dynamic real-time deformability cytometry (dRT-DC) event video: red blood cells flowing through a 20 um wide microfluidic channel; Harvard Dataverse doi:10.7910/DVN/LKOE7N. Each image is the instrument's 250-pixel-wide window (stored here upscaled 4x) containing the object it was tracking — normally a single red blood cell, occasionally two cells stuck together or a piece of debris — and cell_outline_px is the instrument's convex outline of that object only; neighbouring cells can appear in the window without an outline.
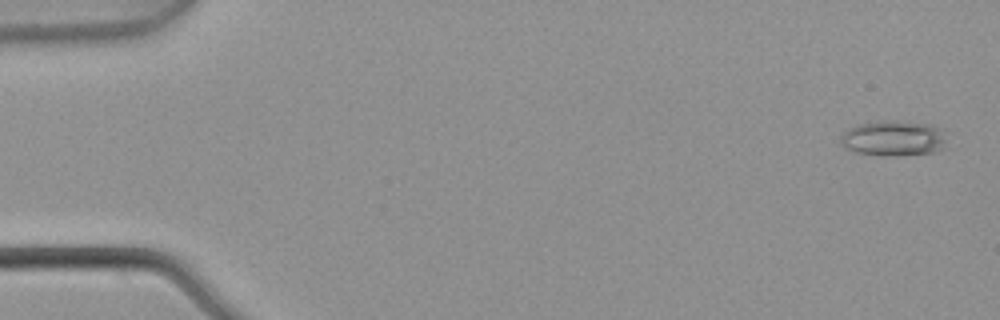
{"species": "common noctule bat (a hibernating species)", "species_latin": "Nyctalus noctula", "temperature_condition": "warm", "stored_images_in_passage": 4, "camera_frame_rate_fps": 3000, "um_per_image_px": 0.085, "animal": {"sex": "male", "body_mass_g": 21.5, "forearm_length_mm": 52.0}, "frame": {"image": 1, "passage_image": 1, "time_ms": 0.0, "image_size_px": [1000, 320], "cell_outline_px": [[944, 148], [932, 152], [900, 156], [884, 156], [852, 152], [840, 140], [840, 136], [848, 128], [860, 124], [880, 120], [928, 124], [936, 128], [940, 132], [944, 140]], "centroid_in_image_um": [75.87, 11.78], "position_along_channel_um": 9.1, "area_um2": 21.44}}
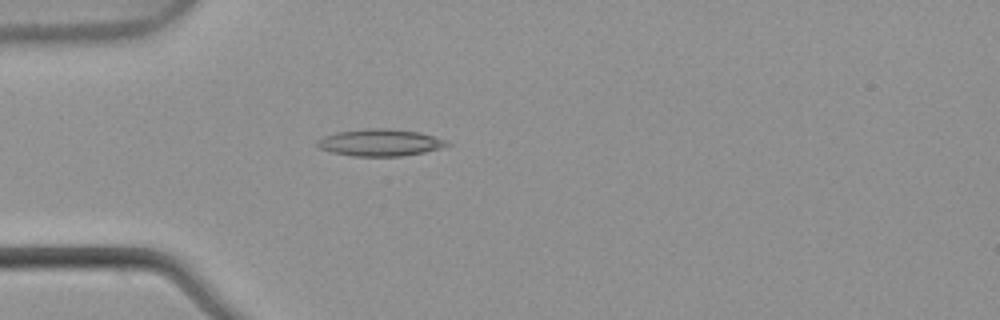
{"frame": {"image": 2, "passage_image": 4, "time_ms": 1.0, "image_size_px": [1000, 320], "cell_outline_px": [[452, 144], [440, 148], [424, 152], [400, 156], [352, 156], [332, 152], [320, 148], [316, 144], [316, 140], [324, 136], [336, 132], [368, 128], [384, 128], [420, 132], [448, 140]], "centroid_in_image_um": [32.32, 12.11], "position_along_channel_um": 52.7, "area_um2": 20.4}}